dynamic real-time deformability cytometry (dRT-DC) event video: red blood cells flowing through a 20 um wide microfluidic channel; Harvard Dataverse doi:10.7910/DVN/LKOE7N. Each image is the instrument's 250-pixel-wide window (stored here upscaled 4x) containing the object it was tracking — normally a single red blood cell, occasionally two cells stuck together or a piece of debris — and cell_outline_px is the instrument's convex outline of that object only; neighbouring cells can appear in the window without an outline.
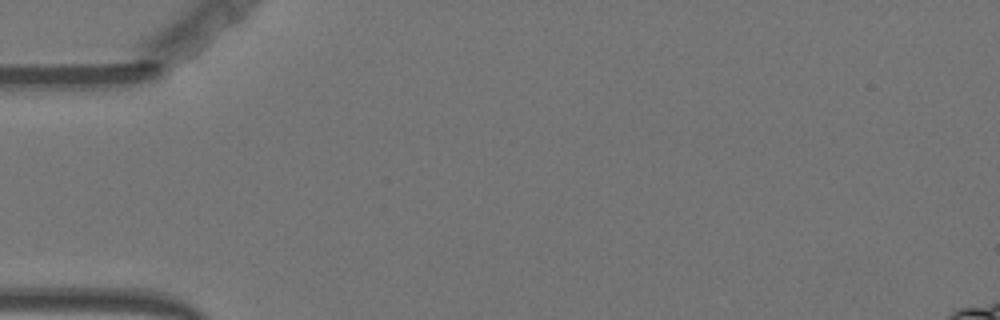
{"species": "Egyptian fruit bat (a non-hibernating species)", "species_latin": "Rousettus aegyptiacus", "temperature_condition": "warm", "stored_images_in_passage": 2, "camera_frame_rate_fps": 3000, "um_per_image_px": 0.085, "animal": {"sex": "female"}, "frame": {"image": 1, "passage_image": 1, "time_ms": 0.0, "image_size_px": [1000, 320], "cell_outline_px": [[256, 32], [220, 72], [208, 84], [200, 88], [184, 88], [184, 84], [240, 24], [256, 24]], "centroid_in_image_um": [18.83, 4.8], "position_along_channel_um": 66.2, "area_um2": 10.81}}